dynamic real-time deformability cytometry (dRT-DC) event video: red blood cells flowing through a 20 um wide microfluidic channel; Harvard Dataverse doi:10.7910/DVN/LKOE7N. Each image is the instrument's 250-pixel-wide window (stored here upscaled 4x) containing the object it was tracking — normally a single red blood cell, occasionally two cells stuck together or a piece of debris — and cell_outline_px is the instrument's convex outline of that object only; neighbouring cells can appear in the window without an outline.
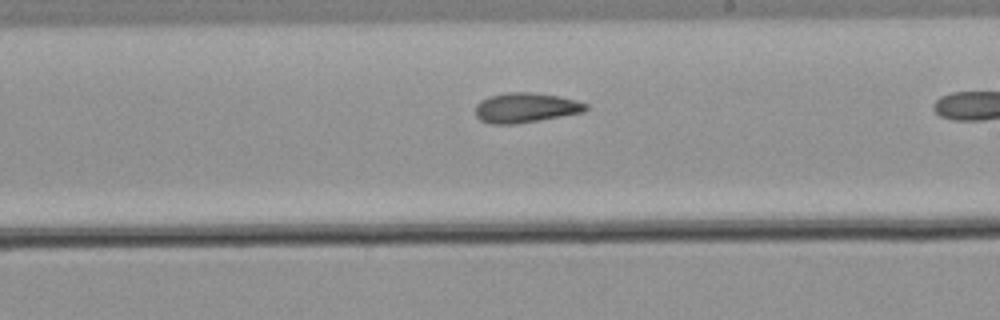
{"species": "common noctule bat (a hibernating species)", "species_latin": "Nyctalus noctula", "temperature_condition": "warm", "stored_images_in_passage": 25, "camera_frame_rate_fps": 3000, "um_per_image_px": 0.085, "animal": {"sex": "male", "body_mass_g": 21.5, "forearm_length_mm": 52.0}, "frame": {"image": 1, "passage_image": 15, "time_ms": 4.667, "image_size_px": [1000, 320], "cell_outline_px": [[588, 108], [584, 112], [516, 124], [492, 124], [480, 120], [476, 116], [476, 104], [480, 100], [488, 96], [508, 92], [532, 92], [560, 96], [576, 100], [588, 104]], "centroid_in_image_um": [44.67, 9.15], "position_along_channel_um": 244.3, "area_um2": 19.31}}
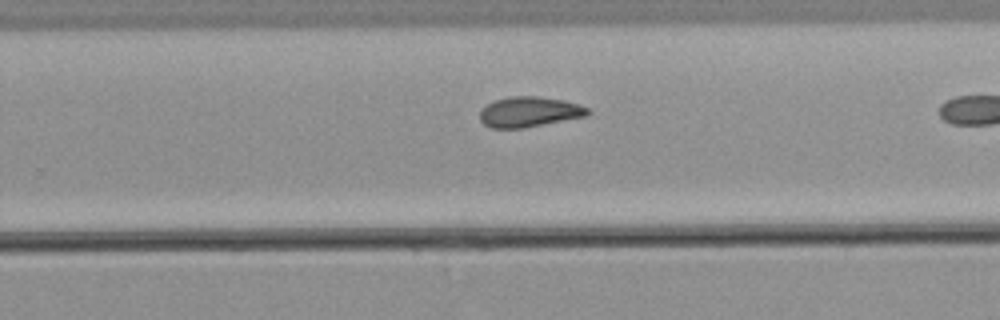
{"frame": {"image": 2, "passage_image": 18, "time_ms": 5.667, "image_size_px": [1000, 320], "cell_outline_px": [[592, 112], [588, 116], [524, 128], [492, 128], [484, 124], [480, 120], [480, 112], [488, 104], [496, 100], [508, 96], [536, 96], [564, 100], [580, 104], [588, 108]], "centroid_in_image_um": [45.04, 9.51], "position_along_channel_um": 284.8, "area_um2": 19.13}}